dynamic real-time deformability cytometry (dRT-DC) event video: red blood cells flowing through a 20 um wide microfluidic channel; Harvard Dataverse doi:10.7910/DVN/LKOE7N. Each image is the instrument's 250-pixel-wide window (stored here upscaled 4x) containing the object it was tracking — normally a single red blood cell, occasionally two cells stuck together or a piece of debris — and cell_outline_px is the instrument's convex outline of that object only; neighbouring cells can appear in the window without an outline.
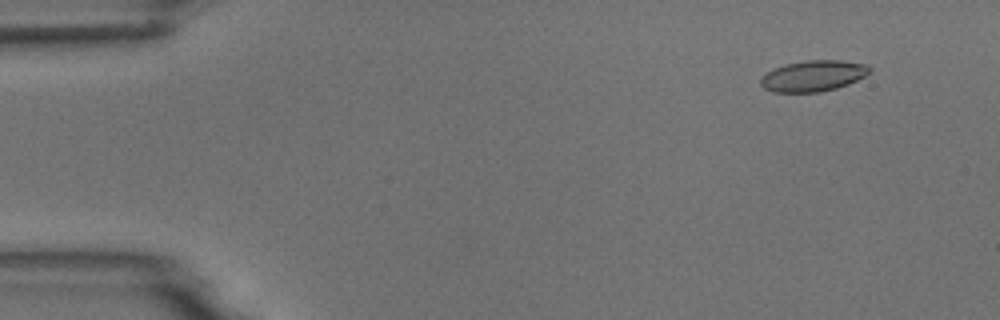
{"species": "common noctule bat (a hibernating species)", "species_latin": "Nyctalus noctula", "temperature_condition": "room temperature", "stored_images_in_passage": 4, "camera_frame_rate_fps": 3000, "um_per_image_px": 0.085, "animal": {"sex": "male", "body_mass_g": 18.8}, "frame": {"image": 1, "passage_image": 1, "time_ms": 0.0, "image_size_px": [1000, 320], "cell_outline_px": [[872, 72], [848, 84], [836, 88], [820, 92], [772, 92], [764, 88], [760, 84], [760, 80], [772, 68], [788, 64], [808, 60], [840, 60], [868, 64], [872, 68]], "centroid_in_image_um": [69.16, 6.45], "position_along_channel_um": 15.8, "area_um2": 19.65}}
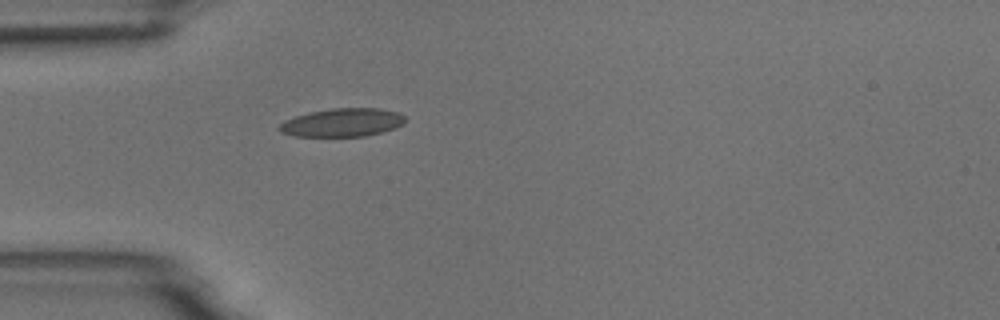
{"frame": {"image": 2, "passage_image": 4, "time_ms": 3.667, "image_size_px": [1000, 320], "cell_outline_px": [[404, 124], [396, 128], [364, 136], [296, 136], [280, 132], [276, 128], [284, 120], [308, 112], [332, 108], [380, 108], [396, 112], [404, 116]], "centroid_in_image_um": [29.07, 10.41], "position_along_channel_um": 55.9, "area_um2": 20.75}}